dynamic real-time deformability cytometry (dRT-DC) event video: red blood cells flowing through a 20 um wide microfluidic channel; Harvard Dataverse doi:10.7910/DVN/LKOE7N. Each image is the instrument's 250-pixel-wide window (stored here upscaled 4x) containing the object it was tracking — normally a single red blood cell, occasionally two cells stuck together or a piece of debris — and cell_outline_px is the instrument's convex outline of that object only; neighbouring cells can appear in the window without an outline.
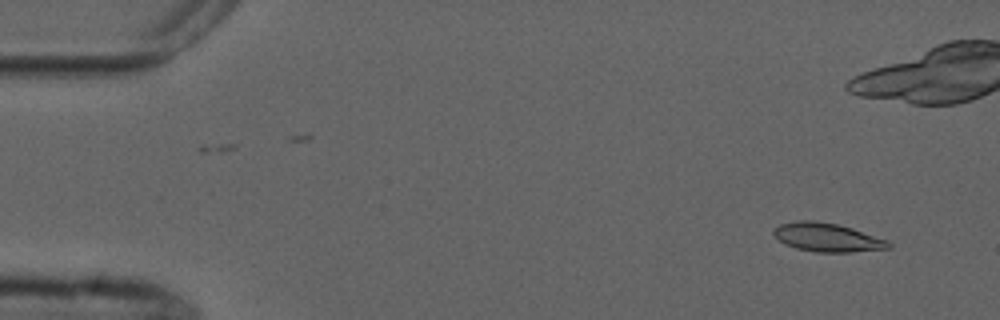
{"species": "common noctule bat (a hibernating species)", "species_latin": "Nyctalus noctula", "temperature_condition": "cold", "stored_images_in_passage": 2, "camera_frame_rate_fps": 3000, "um_per_image_px": 0.085, "animal": {"sex": "male", "forearm_length_mm": 52.5}, "frame": {"image": 1, "passage_image": 2, "time_ms": 1.333, "image_size_px": [1000, 320], "cell_outline_px": [[892, 248], [852, 252], [816, 252], [796, 248], [784, 244], [772, 232], [780, 224], [800, 220], [812, 220], [836, 224], [852, 228], [888, 240], [892, 244]], "centroid_in_image_um": [70.35, 20.19], "position_along_channel_um": 14.6, "area_um2": 19.07}}